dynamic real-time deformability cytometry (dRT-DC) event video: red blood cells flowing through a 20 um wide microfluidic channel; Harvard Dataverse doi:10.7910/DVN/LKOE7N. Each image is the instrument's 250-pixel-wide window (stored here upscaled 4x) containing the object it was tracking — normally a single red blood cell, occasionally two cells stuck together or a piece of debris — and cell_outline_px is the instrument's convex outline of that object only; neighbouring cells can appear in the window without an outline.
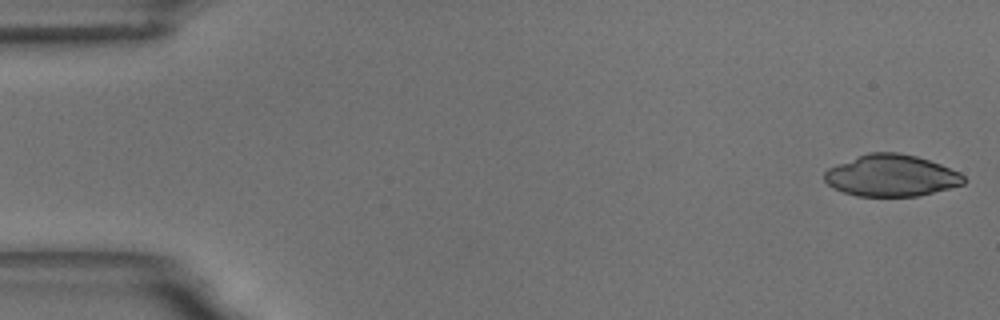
{"species": "common noctule bat (a hibernating species)", "species_latin": "Nyctalus noctula", "temperature_condition": "room temperature", "stored_images_in_passage": 54, "camera_frame_rate_fps": 3000, "um_per_image_px": 0.085, "animal": {"sex": "male", "body_mass_g": 18.8}, "frame": {"image": 1, "passage_image": 1, "time_ms": 0.0, "image_size_px": [1000, 320], "cell_outline_px": [[968, 180], [964, 184], [916, 196], [856, 196], [832, 188], [824, 180], [824, 172], [828, 168], [856, 156], [868, 152], [900, 152], [916, 156], [940, 164], [960, 172]], "centroid_in_image_um": [75.75, 14.92], "position_along_channel_um": 9.3, "area_um2": 33.87}}